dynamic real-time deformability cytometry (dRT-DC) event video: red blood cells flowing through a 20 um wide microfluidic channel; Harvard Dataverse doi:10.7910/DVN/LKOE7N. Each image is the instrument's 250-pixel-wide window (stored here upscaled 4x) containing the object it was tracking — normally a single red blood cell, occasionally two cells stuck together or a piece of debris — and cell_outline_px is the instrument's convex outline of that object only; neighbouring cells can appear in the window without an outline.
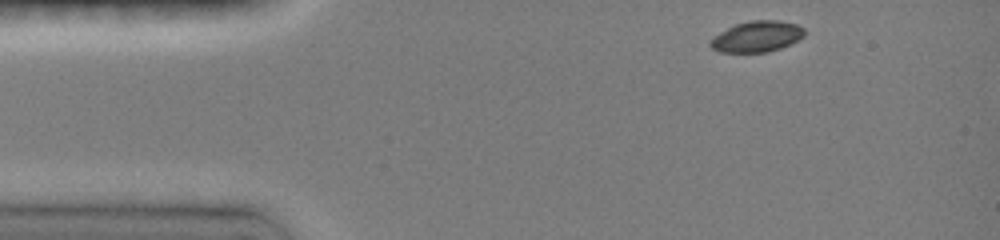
{"species": "common noctule bat (a hibernating species)", "species_latin": "Nyctalus noctula", "temperature_condition": "room temperature", "stored_images_in_passage": 7, "camera_frame_rate_fps": 3000, "um_per_image_px": 0.085, "animal": {"sex": "female", "body_mass_g": 19.0, "forearm_length_mm": 51.5}, "frame": {"image": 1, "passage_image": 1, "time_ms": 0.0, "image_size_px": [1000, 240], "cell_outline_px": [[804, 36], [780, 48], [768, 52], [720, 52], [712, 48], [708, 44], [720, 32], [732, 24], [752, 20], [780, 20], [796, 24], [804, 28]], "centroid_in_image_um": [64.32, 3.09], "position_along_channel_um": 20.7, "area_um2": 16.88}}